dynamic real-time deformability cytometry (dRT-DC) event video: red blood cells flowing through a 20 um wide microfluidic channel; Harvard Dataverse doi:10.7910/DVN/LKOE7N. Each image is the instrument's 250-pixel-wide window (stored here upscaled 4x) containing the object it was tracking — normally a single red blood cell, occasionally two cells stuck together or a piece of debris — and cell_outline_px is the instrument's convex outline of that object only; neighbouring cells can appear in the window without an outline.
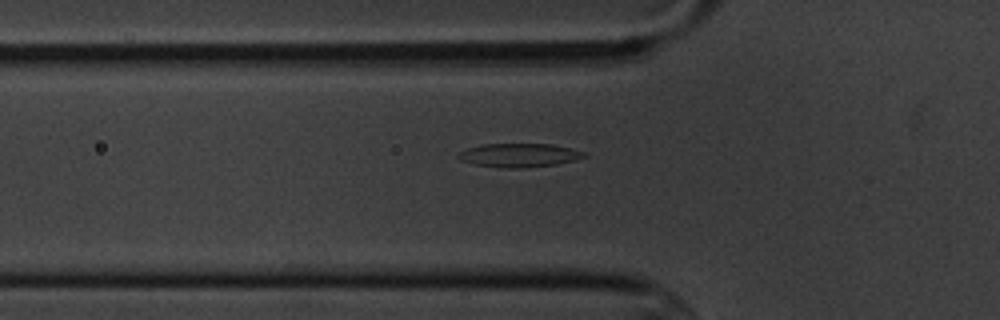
{"species": "common noctule bat (a hibernating species)", "species_latin": "Nyctalus noctula", "temperature_condition": "cold", "stored_images_in_passage": 8, "camera_frame_rate_fps": 3000, "um_per_image_px": 0.085, "animal": {"sex": "male", "body_mass_g": 20.1, "forearm_length_mm": 53.5}, "frame": {"image": 1, "passage_image": 8, "time_ms": 9.0, "image_size_px": [1000, 320], "cell_outline_px": [[588, 156], [576, 160], [556, 164], [524, 168], [504, 168], [476, 164], [460, 160], [456, 156], [456, 152], [468, 148], [484, 144], [552, 144], [584, 152]], "centroid_in_image_um": [44.11, 13.19], "position_along_channel_um": 81.7, "area_um2": 17.34}}